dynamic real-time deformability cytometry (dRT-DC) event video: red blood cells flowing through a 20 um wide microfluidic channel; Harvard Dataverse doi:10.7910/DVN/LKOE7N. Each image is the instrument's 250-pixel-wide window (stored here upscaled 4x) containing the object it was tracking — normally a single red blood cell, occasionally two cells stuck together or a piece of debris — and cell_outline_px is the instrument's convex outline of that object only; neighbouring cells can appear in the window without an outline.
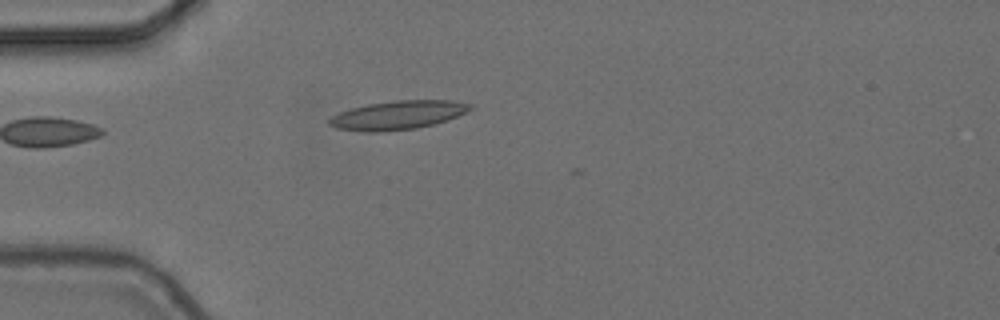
{"species": "common noctule bat (a hibernating species)", "species_latin": "Nyctalus noctula", "temperature_condition": "cold", "stored_images_in_passage": 5, "camera_frame_rate_fps": 3000, "um_per_image_px": 0.085, "animal": {"sex": "female", "body_mass_g": 24.6, "forearm_length_mm": 56.2}, "frame": {"image": 1, "passage_image": 5, "time_ms": 1.333, "image_size_px": [1000, 320], "cell_outline_px": [[472, 108], [448, 120], [416, 128], [380, 132], [364, 132], [336, 128], [328, 124], [328, 120], [332, 116], [340, 112], [352, 108], [368, 104], [396, 100], [448, 100], [472, 104]], "centroid_in_image_um": [33.78, 9.79], "position_along_channel_um": 51.2, "area_um2": 23.41}}